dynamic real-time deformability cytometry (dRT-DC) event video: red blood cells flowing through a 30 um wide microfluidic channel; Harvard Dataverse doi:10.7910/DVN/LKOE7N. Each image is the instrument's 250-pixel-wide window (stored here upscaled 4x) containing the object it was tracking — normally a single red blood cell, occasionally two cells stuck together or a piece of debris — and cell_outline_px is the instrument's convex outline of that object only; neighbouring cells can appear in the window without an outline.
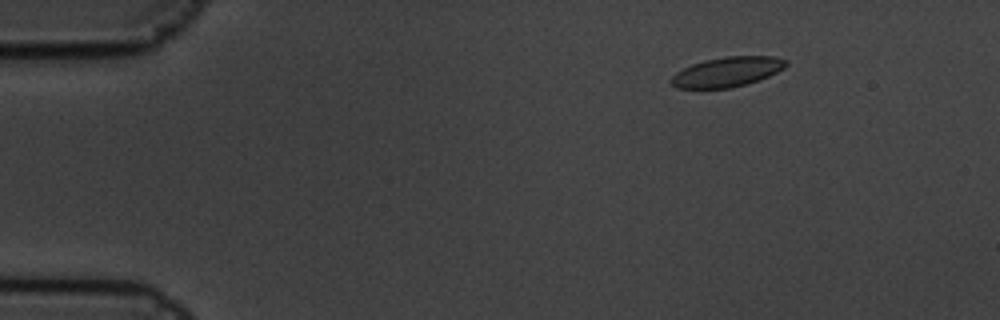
{"species": "common noctule bat (a hibernating species)", "species_latin": "Nyctalus noctula", "temperature_condition": "cold", "stored_images_in_passage": 6, "camera_frame_rate_fps": 3000, "um_per_image_px": 0.085, "animal": {"sex": "male", "body_mass_g": 19.5, "forearm_length_mm": 54.6}, "frame": {"image": 1, "passage_image": 3, "time_ms": 0.667, "image_size_px": [1000, 320], "cell_outline_px": [[788, 64], [784, 68], [768, 76], [744, 84], [728, 88], [676, 88], [668, 80], [676, 72], [692, 64], [704, 60], [724, 56], [772, 56], [788, 60]], "centroid_in_image_um": [61.79, 6.1], "position_along_channel_um": 23.2, "area_um2": 19.83}}